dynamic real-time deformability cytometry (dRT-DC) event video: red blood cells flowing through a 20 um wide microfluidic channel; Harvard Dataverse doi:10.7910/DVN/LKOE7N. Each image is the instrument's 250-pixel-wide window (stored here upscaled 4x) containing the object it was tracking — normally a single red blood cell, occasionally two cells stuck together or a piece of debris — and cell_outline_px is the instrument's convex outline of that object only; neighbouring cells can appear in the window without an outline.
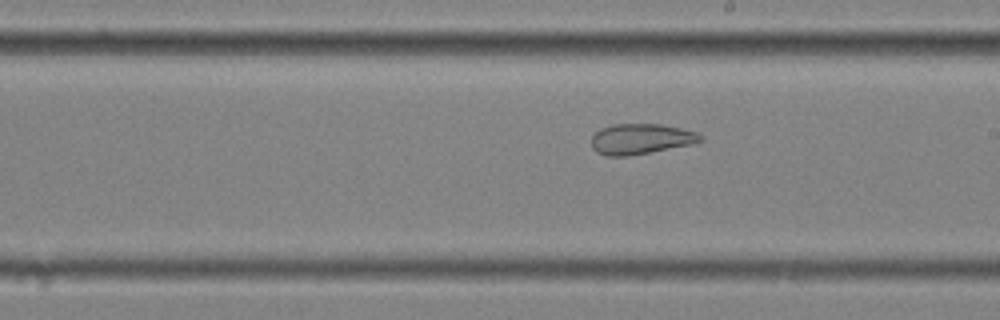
{"species": "common noctule bat (a hibernating species)", "species_latin": "Nyctalus noctula", "temperature_condition": "cold", "stored_images_in_passage": 45, "camera_frame_rate_fps": 3000, "um_per_image_px": 0.085, "animal": {"sex": "female", "body_mass_g": 25.1}, "frame": {"image": 1, "passage_image": 21, "time_ms": 6.667, "image_size_px": [1000, 320], "cell_outline_px": [[704, 140], [692, 144], [648, 152], [624, 156], [604, 156], [596, 152], [592, 148], [592, 136], [600, 128], [612, 124], [660, 124], [680, 128], [696, 132], [704, 136]], "centroid_in_image_um": [54.45, 11.8], "position_along_channel_um": 234.5, "area_um2": 19.31}}
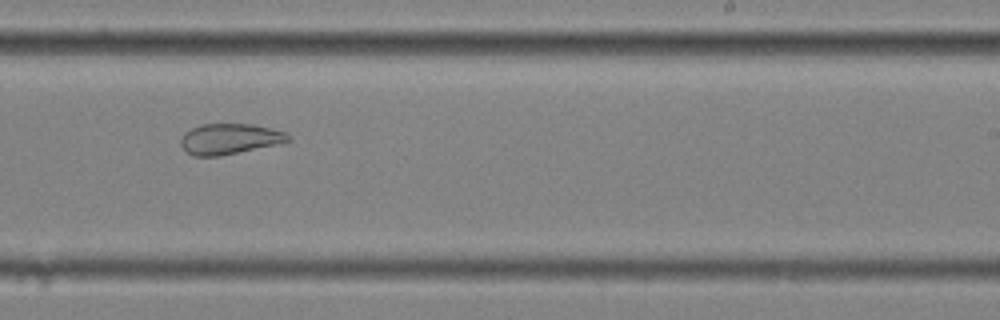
{"frame": {"image": 2, "passage_image": 24, "time_ms": 7.667, "image_size_px": [1000, 320], "cell_outline_px": [[292, 140], [276, 144], [220, 156], [192, 156], [184, 152], [180, 144], [180, 140], [184, 132], [200, 124], [252, 124], [272, 128], [288, 132], [292, 136]], "centroid_in_image_um": [19.51, 11.8], "position_along_channel_um": 269.5, "area_um2": 19.42}}
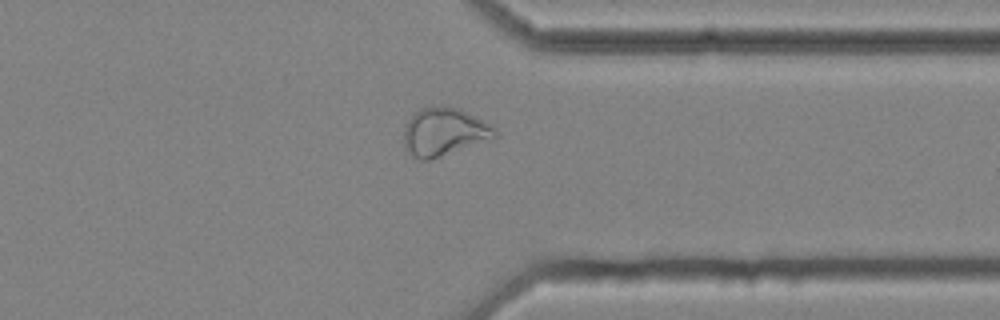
{"frame": {"image": 3, "passage_image": 33, "time_ms": 10.667, "image_size_px": [1000, 320], "cell_outline_px": [[496, 140], [428, 160], [420, 160], [412, 156], [404, 148], [404, 128], [408, 120], [420, 108], [456, 108], [488, 124], [496, 132]], "centroid_in_image_um": [37.74, 11.28], "position_along_channel_um": 373.7, "area_um2": 25.09}, "authors_computed_cell_mechanics": {"area_um2": 24.7384, "velocity_mm_per_s": 3.4995, "shape_relaxation_time_tau1_ms": null, "shape_relaxation_time_tau2_ms": 2.1921, "deformation_change_tau1": null, "deformation_change_tau2": 0.0803}}